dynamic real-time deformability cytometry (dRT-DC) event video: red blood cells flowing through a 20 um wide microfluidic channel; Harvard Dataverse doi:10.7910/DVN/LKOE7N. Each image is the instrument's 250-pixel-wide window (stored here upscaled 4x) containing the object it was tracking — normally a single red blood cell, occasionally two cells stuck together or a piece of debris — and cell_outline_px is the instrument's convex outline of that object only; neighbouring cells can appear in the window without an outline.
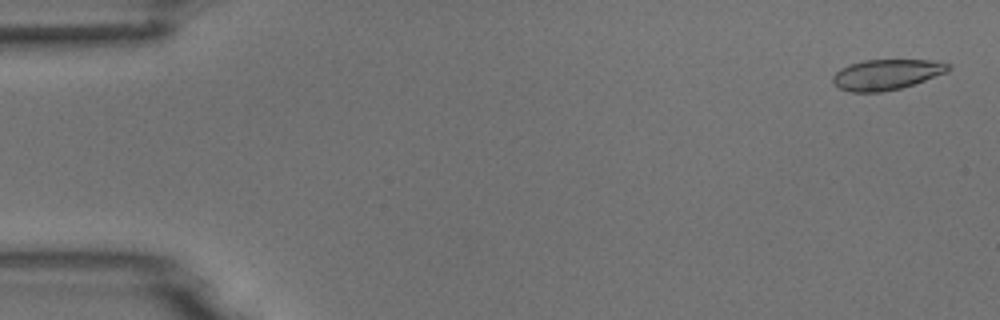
{"species": "common noctule bat (a hibernating species)", "species_latin": "Nyctalus noctula", "temperature_condition": "room temperature", "stored_images_in_passage": 6, "segment_of_instrument_passage": [1, 2], "camera_frame_rate_fps": 3000, "um_per_image_px": 0.085, "animal": {"sex": "male", "body_mass_g": 18.8}, "frame": {"image": 1, "passage_image": 1, "time_ms": 0.0, "image_size_px": [1000, 320], "cell_outline_px": [[952, 68], [948, 72], [900, 88], [880, 92], [852, 92], [840, 88], [832, 84], [832, 76], [840, 68], [848, 64], [864, 60], [928, 60], [952, 64]], "centroid_in_image_um": [75.33, 6.32], "position_along_channel_um": 9.7, "area_um2": 20.52}}
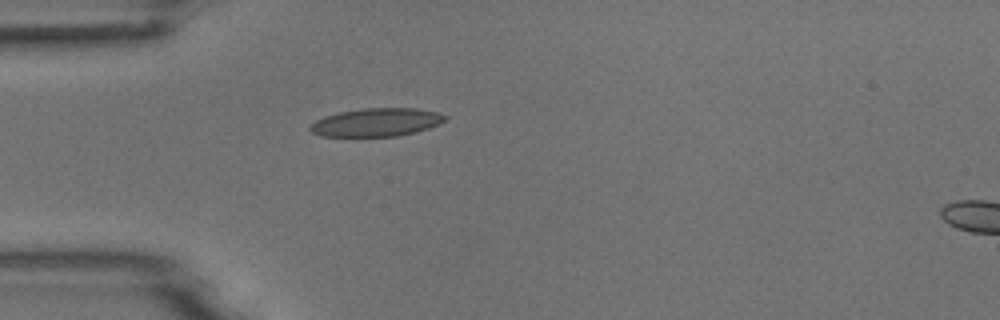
{"frame": {"image": 2, "passage_image": 5, "time_ms": 4.333, "image_size_px": [1000, 320], "cell_outline_px": [[448, 120], [428, 128], [416, 132], [396, 136], [320, 136], [312, 132], [308, 128], [316, 120], [324, 116], [340, 112], [364, 108], [416, 108], [436, 112], [448, 116]], "centroid_in_image_um": [32.02, 10.39], "position_along_channel_um": 53.0, "area_um2": 22.14}}